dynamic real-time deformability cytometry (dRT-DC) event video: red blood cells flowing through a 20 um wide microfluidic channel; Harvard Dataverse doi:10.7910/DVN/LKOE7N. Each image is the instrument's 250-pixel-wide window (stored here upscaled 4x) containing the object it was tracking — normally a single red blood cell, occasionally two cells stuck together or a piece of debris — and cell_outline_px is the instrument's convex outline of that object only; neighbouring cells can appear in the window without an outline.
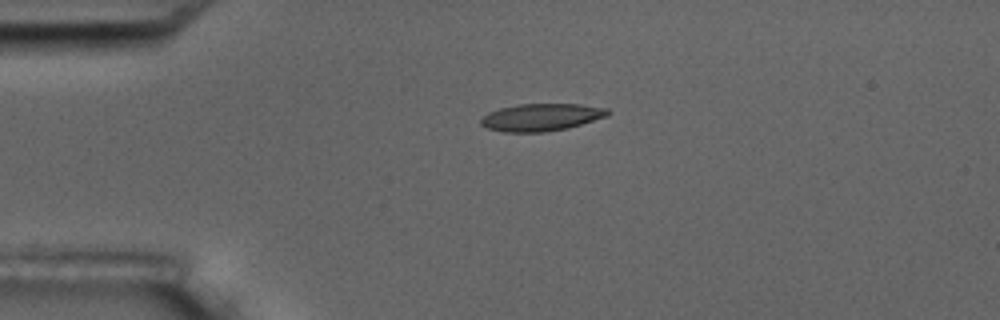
{"species": "common noctule bat (a hibernating species)", "species_latin": "Nyctalus noctula", "temperature_condition": "room temperature", "stored_images_in_passage": 2, "camera_frame_rate_fps": 3000, "um_per_image_px": 0.085, "animal": {"sex": "male", "body_mass_g": 17.5, "forearm_length_mm": 52.3}, "frame": {"image": 1, "passage_image": 1, "time_ms": 0.0, "image_size_px": [1000, 320], "cell_outline_px": [[612, 112], [608, 116], [568, 128], [544, 132], [504, 132], [488, 128], [480, 124], [480, 120], [488, 112], [500, 108], [520, 104], [580, 104], [608, 108]], "centroid_in_image_um": [46.04, 9.96], "position_along_channel_um": 39.0, "area_um2": 20.29}}